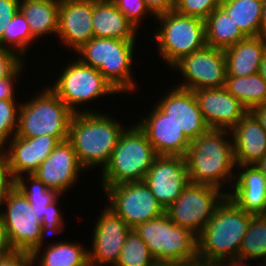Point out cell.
I'll return each mask as SVG.
<instances>
[{
    "label": "cell",
    "instance_id": "cell-20",
    "mask_svg": "<svg viewBox=\"0 0 266 266\" xmlns=\"http://www.w3.org/2000/svg\"><path fill=\"white\" fill-rule=\"evenodd\" d=\"M209 128L231 130L248 112L224 87L193 91Z\"/></svg>",
    "mask_w": 266,
    "mask_h": 266
},
{
    "label": "cell",
    "instance_id": "cell-24",
    "mask_svg": "<svg viewBox=\"0 0 266 266\" xmlns=\"http://www.w3.org/2000/svg\"><path fill=\"white\" fill-rule=\"evenodd\" d=\"M265 52L266 39L260 36L246 37L226 48V76L243 77L258 73Z\"/></svg>",
    "mask_w": 266,
    "mask_h": 266
},
{
    "label": "cell",
    "instance_id": "cell-8",
    "mask_svg": "<svg viewBox=\"0 0 266 266\" xmlns=\"http://www.w3.org/2000/svg\"><path fill=\"white\" fill-rule=\"evenodd\" d=\"M155 19L159 21L160 27L154 32V38L159 54L168 67L206 46L203 19L180 14L174 9Z\"/></svg>",
    "mask_w": 266,
    "mask_h": 266
},
{
    "label": "cell",
    "instance_id": "cell-9",
    "mask_svg": "<svg viewBox=\"0 0 266 266\" xmlns=\"http://www.w3.org/2000/svg\"><path fill=\"white\" fill-rule=\"evenodd\" d=\"M68 64L57 77L55 84L49 88L73 113L98 112L89 108H81L80 111L77 106L83 105L84 102H93L105 94L118 93L97 68L85 65L79 59Z\"/></svg>",
    "mask_w": 266,
    "mask_h": 266
},
{
    "label": "cell",
    "instance_id": "cell-40",
    "mask_svg": "<svg viewBox=\"0 0 266 266\" xmlns=\"http://www.w3.org/2000/svg\"><path fill=\"white\" fill-rule=\"evenodd\" d=\"M14 186L15 180L12 178L7 157L3 151H0V207Z\"/></svg>",
    "mask_w": 266,
    "mask_h": 266
},
{
    "label": "cell",
    "instance_id": "cell-37",
    "mask_svg": "<svg viewBox=\"0 0 266 266\" xmlns=\"http://www.w3.org/2000/svg\"><path fill=\"white\" fill-rule=\"evenodd\" d=\"M117 9L127 18V20L134 26L138 31L140 23L143 16L150 13L153 17L154 15L149 11L143 0H111ZM143 18V19H142Z\"/></svg>",
    "mask_w": 266,
    "mask_h": 266
},
{
    "label": "cell",
    "instance_id": "cell-16",
    "mask_svg": "<svg viewBox=\"0 0 266 266\" xmlns=\"http://www.w3.org/2000/svg\"><path fill=\"white\" fill-rule=\"evenodd\" d=\"M82 171L85 170L80 165L72 144L65 140L54 148L32 175L48 189L62 195L75 185Z\"/></svg>",
    "mask_w": 266,
    "mask_h": 266
},
{
    "label": "cell",
    "instance_id": "cell-33",
    "mask_svg": "<svg viewBox=\"0 0 266 266\" xmlns=\"http://www.w3.org/2000/svg\"><path fill=\"white\" fill-rule=\"evenodd\" d=\"M35 38L31 35L28 21L20 10L6 23L3 38L0 45L17 53L21 58L26 55L30 44Z\"/></svg>",
    "mask_w": 266,
    "mask_h": 266
},
{
    "label": "cell",
    "instance_id": "cell-5",
    "mask_svg": "<svg viewBox=\"0 0 266 266\" xmlns=\"http://www.w3.org/2000/svg\"><path fill=\"white\" fill-rule=\"evenodd\" d=\"M135 41L93 37L77 50V58L97 68L118 93L134 92L138 87L131 71Z\"/></svg>",
    "mask_w": 266,
    "mask_h": 266
},
{
    "label": "cell",
    "instance_id": "cell-11",
    "mask_svg": "<svg viewBox=\"0 0 266 266\" xmlns=\"http://www.w3.org/2000/svg\"><path fill=\"white\" fill-rule=\"evenodd\" d=\"M226 196L216 187L190 182L165 214L175 224L199 235Z\"/></svg>",
    "mask_w": 266,
    "mask_h": 266
},
{
    "label": "cell",
    "instance_id": "cell-50",
    "mask_svg": "<svg viewBox=\"0 0 266 266\" xmlns=\"http://www.w3.org/2000/svg\"><path fill=\"white\" fill-rule=\"evenodd\" d=\"M266 178V156L255 165Z\"/></svg>",
    "mask_w": 266,
    "mask_h": 266
},
{
    "label": "cell",
    "instance_id": "cell-32",
    "mask_svg": "<svg viewBox=\"0 0 266 266\" xmlns=\"http://www.w3.org/2000/svg\"><path fill=\"white\" fill-rule=\"evenodd\" d=\"M238 256L248 260L263 258L266 262V215H253L250 218V225L242 239Z\"/></svg>",
    "mask_w": 266,
    "mask_h": 266
},
{
    "label": "cell",
    "instance_id": "cell-28",
    "mask_svg": "<svg viewBox=\"0 0 266 266\" xmlns=\"http://www.w3.org/2000/svg\"><path fill=\"white\" fill-rule=\"evenodd\" d=\"M204 22L207 46L225 50L246 38L221 6L217 7Z\"/></svg>",
    "mask_w": 266,
    "mask_h": 266
},
{
    "label": "cell",
    "instance_id": "cell-10",
    "mask_svg": "<svg viewBox=\"0 0 266 266\" xmlns=\"http://www.w3.org/2000/svg\"><path fill=\"white\" fill-rule=\"evenodd\" d=\"M3 204L7 208L3 211L0 209V218L13 249L32 254L37 248L43 247L46 237L42 233V223L27 197L14 186Z\"/></svg>",
    "mask_w": 266,
    "mask_h": 266
},
{
    "label": "cell",
    "instance_id": "cell-2",
    "mask_svg": "<svg viewBox=\"0 0 266 266\" xmlns=\"http://www.w3.org/2000/svg\"><path fill=\"white\" fill-rule=\"evenodd\" d=\"M107 113H74L68 141L76 152L77 159L85 170L108 163L120 134L126 128Z\"/></svg>",
    "mask_w": 266,
    "mask_h": 266
},
{
    "label": "cell",
    "instance_id": "cell-21",
    "mask_svg": "<svg viewBox=\"0 0 266 266\" xmlns=\"http://www.w3.org/2000/svg\"><path fill=\"white\" fill-rule=\"evenodd\" d=\"M153 106L145 120L136 124L146 134L158 156L185 157L191 141L165 113Z\"/></svg>",
    "mask_w": 266,
    "mask_h": 266
},
{
    "label": "cell",
    "instance_id": "cell-43",
    "mask_svg": "<svg viewBox=\"0 0 266 266\" xmlns=\"http://www.w3.org/2000/svg\"><path fill=\"white\" fill-rule=\"evenodd\" d=\"M0 266H32L31 254L14 250L0 257Z\"/></svg>",
    "mask_w": 266,
    "mask_h": 266
},
{
    "label": "cell",
    "instance_id": "cell-23",
    "mask_svg": "<svg viewBox=\"0 0 266 266\" xmlns=\"http://www.w3.org/2000/svg\"><path fill=\"white\" fill-rule=\"evenodd\" d=\"M236 165H256L266 156V131L248 111L230 130Z\"/></svg>",
    "mask_w": 266,
    "mask_h": 266
},
{
    "label": "cell",
    "instance_id": "cell-4",
    "mask_svg": "<svg viewBox=\"0 0 266 266\" xmlns=\"http://www.w3.org/2000/svg\"><path fill=\"white\" fill-rule=\"evenodd\" d=\"M158 157L146 134L137 124L126 127L101 173V186L144 180L153 161Z\"/></svg>",
    "mask_w": 266,
    "mask_h": 266
},
{
    "label": "cell",
    "instance_id": "cell-47",
    "mask_svg": "<svg viewBox=\"0 0 266 266\" xmlns=\"http://www.w3.org/2000/svg\"><path fill=\"white\" fill-rule=\"evenodd\" d=\"M246 262H249V260L244 257L233 256L217 264V266H247L248 263L246 264Z\"/></svg>",
    "mask_w": 266,
    "mask_h": 266
},
{
    "label": "cell",
    "instance_id": "cell-1",
    "mask_svg": "<svg viewBox=\"0 0 266 266\" xmlns=\"http://www.w3.org/2000/svg\"><path fill=\"white\" fill-rule=\"evenodd\" d=\"M230 134L227 129L209 128L191 141L185 155L190 182L210 185L220 190H224L223 184L229 183L230 186L225 190V194H229L235 180L236 167Z\"/></svg>",
    "mask_w": 266,
    "mask_h": 266
},
{
    "label": "cell",
    "instance_id": "cell-15",
    "mask_svg": "<svg viewBox=\"0 0 266 266\" xmlns=\"http://www.w3.org/2000/svg\"><path fill=\"white\" fill-rule=\"evenodd\" d=\"M143 181L166 209L190 183L185 157L158 156Z\"/></svg>",
    "mask_w": 266,
    "mask_h": 266
},
{
    "label": "cell",
    "instance_id": "cell-35",
    "mask_svg": "<svg viewBox=\"0 0 266 266\" xmlns=\"http://www.w3.org/2000/svg\"><path fill=\"white\" fill-rule=\"evenodd\" d=\"M19 107L16 100H0V151L6 149V143L16 134Z\"/></svg>",
    "mask_w": 266,
    "mask_h": 266
},
{
    "label": "cell",
    "instance_id": "cell-42",
    "mask_svg": "<svg viewBox=\"0 0 266 266\" xmlns=\"http://www.w3.org/2000/svg\"><path fill=\"white\" fill-rule=\"evenodd\" d=\"M23 65H21L10 77L4 78L0 80V100H15V89L14 82H16V78L20 76L23 71Z\"/></svg>",
    "mask_w": 266,
    "mask_h": 266
},
{
    "label": "cell",
    "instance_id": "cell-13",
    "mask_svg": "<svg viewBox=\"0 0 266 266\" xmlns=\"http://www.w3.org/2000/svg\"><path fill=\"white\" fill-rule=\"evenodd\" d=\"M172 68L179 70L186 82L176 85L187 90L223 88L226 62L223 49L205 46L182 57ZM187 79V80H186Z\"/></svg>",
    "mask_w": 266,
    "mask_h": 266
},
{
    "label": "cell",
    "instance_id": "cell-25",
    "mask_svg": "<svg viewBox=\"0 0 266 266\" xmlns=\"http://www.w3.org/2000/svg\"><path fill=\"white\" fill-rule=\"evenodd\" d=\"M92 28L96 38L136 40L138 33L111 0H93Z\"/></svg>",
    "mask_w": 266,
    "mask_h": 266
},
{
    "label": "cell",
    "instance_id": "cell-41",
    "mask_svg": "<svg viewBox=\"0 0 266 266\" xmlns=\"http://www.w3.org/2000/svg\"><path fill=\"white\" fill-rule=\"evenodd\" d=\"M20 0H0V40L8 23L19 10Z\"/></svg>",
    "mask_w": 266,
    "mask_h": 266
},
{
    "label": "cell",
    "instance_id": "cell-49",
    "mask_svg": "<svg viewBox=\"0 0 266 266\" xmlns=\"http://www.w3.org/2000/svg\"><path fill=\"white\" fill-rule=\"evenodd\" d=\"M258 73L261 75V77L266 82V52L263 55V58H262Z\"/></svg>",
    "mask_w": 266,
    "mask_h": 266
},
{
    "label": "cell",
    "instance_id": "cell-22",
    "mask_svg": "<svg viewBox=\"0 0 266 266\" xmlns=\"http://www.w3.org/2000/svg\"><path fill=\"white\" fill-rule=\"evenodd\" d=\"M236 166L232 191L227 196L247 213L266 215L265 176L255 165Z\"/></svg>",
    "mask_w": 266,
    "mask_h": 266
},
{
    "label": "cell",
    "instance_id": "cell-14",
    "mask_svg": "<svg viewBox=\"0 0 266 266\" xmlns=\"http://www.w3.org/2000/svg\"><path fill=\"white\" fill-rule=\"evenodd\" d=\"M96 220L92 248L88 250L89 266H114L132 229L107 206Z\"/></svg>",
    "mask_w": 266,
    "mask_h": 266
},
{
    "label": "cell",
    "instance_id": "cell-30",
    "mask_svg": "<svg viewBox=\"0 0 266 266\" xmlns=\"http://www.w3.org/2000/svg\"><path fill=\"white\" fill-rule=\"evenodd\" d=\"M224 88L248 111L266 103V82L259 73L243 77L226 76Z\"/></svg>",
    "mask_w": 266,
    "mask_h": 266
},
{
    "label": "cell",
    "instance_id": "cell-51",
    "mask_svg": "<svg viewBox=\"0 0 266 266\" xmlns=\"http://www.w3.org/2000/svg\"><path fill=\"white\" fill-rule=\"evenodd\" d=\"M181 266H217V264L203 262V261H196V262L187 263V264L181 265Z\"/></svg>",
    "mask_w": 266,
    "mask_h": 266
},
{
    "label": "cell",
    "instance_id": "cell-45",
    "mask_svg": "<svg viewBox=\"0 0 266 266\" xmlns=\"http://www.w3.org/2000/svg\"><path fill=\"white\" fill-rule=\"evenodd\" d=\"M14 251L11 246L7 230L3 224L2 219L0 218V257L8 255Z\"/></svg>",
    "mask_w": 266,
    "mask_h": 266
},
{
    "label": "cell",
    "instance_id": "cell-39",
    "mask_svg": "<svg viewBox=\"0 0 266 266\" xmlns=\"http://www.w3.org/2000/svg\"><path fill=\"white\" fill-rule=\"evenodd\" d=\"M23 63L17 53L0 45V80L10 77Z\"/></svg>",
    "mask_w": 266,
    "mask_h": 266
},
{
    "label": "cell",
    "instance_id": "cell-52",
    "mask_svg": "<svg viewBox=\"0 0 266 266\" xmlns=\"http://www.w3.org/2000/svg\"><path fill=\"white\" fill-rule=\"evenodd\" d=\"M157 266H181V265L158 264Z\"/></svg>",
    "mask_w": 266,
    "mask_h": 266
},
{
    "label": "cell",
    "instance_id": "cell-12",
    "mask_svg": "<svg viewBox=\"0 0 266 266\" xmlns=\"http://www.w3.org/2000/svg\"><path fill=\"white\" fill-rule=\"evenodd\" d=\"M103 192L108 198L107 207L131 229L165 214V209L144 181L109 186Z\"/></svg>",
    "mask_w": 266,
    "mask_h": 266
},
{
    "label": "cell",
    "instance_id": "cell-26",
    "mask_svg": "<svg viewBox=\"0 0 266 266\" xmlns=\"http://www.w3.org/2000/svg\"><path fill=\"white\" fill-rule=\"evenodd\" d=\"M59 4L60 0H20L19 10L28 21L35 39L51 33L57 35Z\"/></svg>",
    "mask_w": 266,
    "mask_h": 266
},
{
    "label": "cell",
    "instance_id": "cell-38",
    "mask_svg": "<svg viewBox=\"0 0 266 266\" xmlns=\"http://www.w3.org/2000/svg\"><path fill=\"white\" fill-rule=\"evenodd\" d=\"M59 197L60 195L53 202L46 206V212L41 220L42 233L44 237L46 234H60V232H62L65 228L62 214L57 206L59 203Z\"/></svg>",
    "mask_w": 266,
    "mask_h": 266
},
{
    "label": "cell",
    "instance_id": "cell-3",
    "mask_svg": "<svg viewBox=\"0 0 266 266\" xmlns=\"http://www.w3.org/2000/svg\"><path fill=\"white\" fill-rule=\"evenodd\" d=\"M252 216L226 196L198 235L199 261L219 264L238 256Z\"/></svg>",
    "mask_w": 266,
    "mask_h": 266
},
{
    "label": "cell",
    "instance_id": "cell-46",
    "mask_svg": "<svg viewBox=\"0 0 266 266\" xmlns=\"http://www.w3.org/2000/svg\"><path fill=\"white\" fill-rule=\"evenodd\" d=\"M250 112L256 117L260 125L266 131V103L254 106Z\"/></svg>",
    "mask_w": 266,
    "mask_h": 266
},
{
    "label": "cell",
    "instance_id": "cell-17",
    "mask_svg": "<svg viewBox=\"0 0 266 266\" xmlns=\"http://www.w3.org/2000/svg\"><path fill=\"white\" fill-rule=\"evenodd\" d=\"M173 88L169 92L166 91L165 96L155 105L182 130L190 141L195 140L209 127L204 121L193 91L177 86Z\"/></svg>",
    "mask_w": 266,
    "mask_h": 266
},
{
    "label": "cell",
    "instance_id": "cell-36",
    "mask_svg": "<svg viewBox=\"0 0 266 266\" xmlns=\"http://www.w3.org/2000/svg\"><path fill=\"white\" fill-rule=\"evenodd\" d=\"M221 3L222 0H174V10L205 20Z\"/></svg>",
    "mask_w": 266,
    "mask_h": 266
},
{
    "label": "cell",
    "instance_id": "cell-48",
    "mask_svg": "<svg viewBox=\"0 0 266 266\" xmlns=\"http://www.w3.org/2000/svg\"><path fill=\"white\" fill-rule=\"evenodd\" d=\"M259 36L266 39V0H263Z\"/></svg>",
    "mask_w": 266,
    "mask_h": 266
},
{
    "label": "cell",
    "instance_id": "cell-53",
    "mask_svg": "<svg viewBox=\"0 0 266 266\" xmlns=\"http://www.w3.org/2000/svg\"><path fill=\"white\" fill-rule=\"evenodd\" d=\"M262 266H266V262L261 261Z\"/></svg>",
    "mask_w": 266,
    "mask_h": 266
},
{
    "label": "cell",
    "instance_id": "cell-18",
    "mask_svg": "<svg viewBox=\"0 0 266 266\" xmlns=\"http://www.w3.org/2000/svg\"><path fill=\"white\" fill-rule=\"evenodd\" d=\"M92 16L93 0H60L56 37L76 52L94 37Z\"/></svg>",
    "mask_w": 266,
    "mask_h": 266
},
{
    "label": "cell",
    "instance_id": "cell-34",
    "mask_svg": "<svg viewBox=\"0 0 266 266\" xmlns=\"http://www.w3.org/2000/svg\"><path fill=\"white\" fill-rule=\"evenodd\" d=\"M147 245L132 229L127 235L120 256L114 266H157Z\"/></svg>",
    "mask_w": 266,
    "mask_h": 266
},
{
    "label": "cell",
    "instance_id": "cell-44",
    "mask_svg": "<svg viewBox=\"0 0 266 266\" xmlns=\"http://www.w3.org/2000/svg\"><path fill=\"white\" fill-rule=\"evenodd\" d=\"M149 11L156 17L174 9V0H143Z\"/></svg>",
    "mask_w": 266,
    "mask_h": 266
},
{
    "label": "cell",
    "instance_id": "cell-7",
    "mask_svg": "<svg viewBox=\"0 0 266 266\" xmlns=\"http://www.w3.org/2000/svg\"><path fill=\"white\" fill-rule=\"evenodd\" d=\"M33 99L20 103L16 136L24 138L43 135L68 140L74 113L48 87Z\"/></svg>",
    "mask_w": 266,
    "mask_h": 266
},
{
    "label": "cell",
    "instance_id": "cell-27",
    "mask_svg": "<svg viewBox=\"0 0 266 266\" xmlns=\"http://www.w3.org/2000/svg\"><path fill=\"white\" fill-rule=\"evenodd\" d=\"M50 244L46 249L44 247L43 253L37 248L31 254L32 266L35 262L39 266H89V252L81 243L59 241Z\"/></svg>",
    "mask_w": 266,
    "mask_h": 266
},
{
    "label": "cell",
    "instance_id": "cell-19",
    "mask_svg": "<svg viewBox=\"0 0 266 266\" xmlns=\"http://www.w3.org/2000/svg\"><path fill=\"white\" fill-rule=\"evenodd\" d=\"M61 141L57 137L43 135L24 138L14 135L5 153L12 178L32 175ZM25 173V174H24Z\"/></svg>",
    "mask_w": 266,
    "mask_h": 266
},
{
    "label": "cell",
    "instance_id": "cell-6",
    "mask_svg": "<svg viewBox=\"0 0 266 266\" xmlns=\"http://www.w3.org/2000/svg\"><path fill=\"white\" fill-rule=\"evenodd\" d=\"M133 230L158 264L185 265L199 261L198 235L175 224L166 214L141 223Z\"/></svg>",
    "mask_w": 266,
    "mask_h": 266
},
{
    "label": "cell",
    "instance_id": "cell-31",
    "mask_svg": "<svg viewBox=\"0 0 266 266\" xmlns=\"http://www.w3.org/2000/svg\"><path fill=\"white\" fill-rule=\"evenodd\" d=\"M25 177H28V179H25ZM25 177L22 175L16 178L15 187L27 197L32 210L42 220L46 212V206L53 202L59 194L54 190L48 189L35 176L25 175Z\"/></svg>",
    "mask_w": 266,
    "mask_h": 266
},
{
    "label": "cell",
    "instance_id": "cell-29",
    "mask_svg": "<svg viewBox=\"0 0 266 266\" xmlns=\"http://www.w3.org/2000/svg\"><path fill=\"white\" fill-rule=\"evenodd\" d=\"M220 6L246 37L259 36L263 0H222Z\"/></svg>",
    "mask_w": 266,
    "mask_h": 266
}]
</instances>
